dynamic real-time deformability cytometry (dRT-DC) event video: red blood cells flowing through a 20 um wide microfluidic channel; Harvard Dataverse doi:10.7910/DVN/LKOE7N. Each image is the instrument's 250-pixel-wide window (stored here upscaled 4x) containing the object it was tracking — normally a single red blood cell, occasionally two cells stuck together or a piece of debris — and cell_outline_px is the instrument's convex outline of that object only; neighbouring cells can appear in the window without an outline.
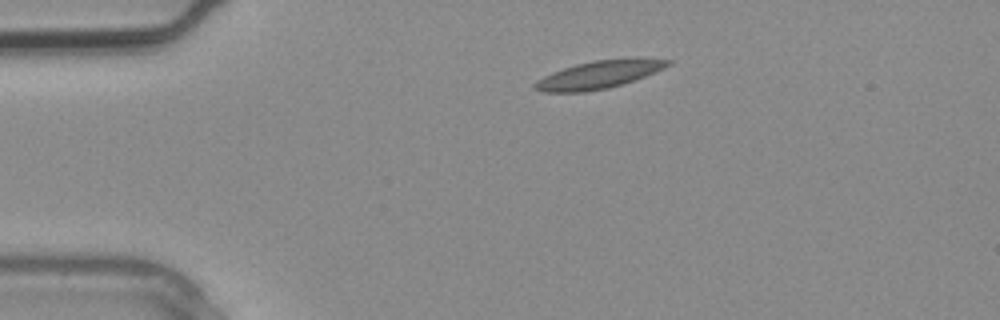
{"species": "common noctule bat (a hibernating species)", "species_latin": "Nyctalus noctula", "temperature_condition": "warm", "stored_images_in_passage": 2, "camera_frame_rate_fps": 3000, "um_per_image_px": 0.085, "animal": {"sex": "male", "body_mass_g": 20.4}, "frame": {"image": 1, "passage_image": 1, "time_ms": 0.0, "image_size_px": [1000, 320], "cell_outline_px": [[672, 64], [664, 68], [624, 84], [608, 88], [584, 92], [540, 92], [532, 88], [532, 84], [536, 80], [552, 72], [576, 64], [592, 60], [672, 60]], "centroid_in_image_um": [50.77, 6.39], "position_along_channel_um": 34.2, "area_um2": 20.98}}